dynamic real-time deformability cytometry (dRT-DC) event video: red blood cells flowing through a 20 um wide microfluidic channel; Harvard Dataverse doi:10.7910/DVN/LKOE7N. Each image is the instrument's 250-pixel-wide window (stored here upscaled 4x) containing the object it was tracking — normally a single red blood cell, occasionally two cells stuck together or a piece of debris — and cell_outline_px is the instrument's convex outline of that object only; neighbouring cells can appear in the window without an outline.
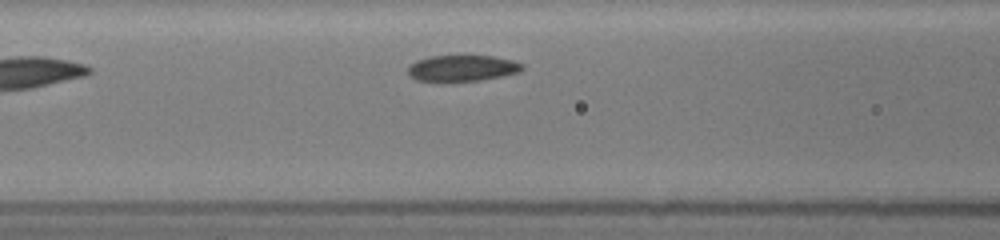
{"species": "common noctule bat (a hibernating species)", "species_latin": "Nyctalus noctula", "temperature_condition": "room temperature", "stored_images_in_passage": 5, "camera_frame_rate_fps": 3000, "um_per_image_px": 0.085, "animal": {"sex": "female", "body_mass_g": 19.5, "forearm_length_mm": 54.1}, "frame": {"image": 1, "passage_image": 5, "time_ms": 3.0, "image_size_px": [1000, 240], "cell_outline_px": [[524, 68], [520, 72], [504, 76], [480, 80], [444, 84], [436, 84], [416, 80], [408, 76], [408, 68], [416, 60], [428, 56], [492, 56], [512, 60], [524, 64]], "centroid_in_image_um": [39.24, 5.85], "position_along_channel_um": 127.4, "area_um2": 18.26}}